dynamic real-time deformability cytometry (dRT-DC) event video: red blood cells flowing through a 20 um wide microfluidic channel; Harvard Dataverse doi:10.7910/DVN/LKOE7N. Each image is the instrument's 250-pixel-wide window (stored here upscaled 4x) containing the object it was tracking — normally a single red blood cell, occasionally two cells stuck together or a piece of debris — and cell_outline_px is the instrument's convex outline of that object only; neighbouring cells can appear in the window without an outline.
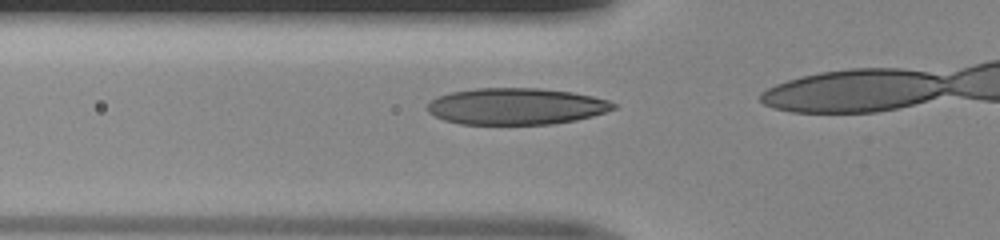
{"species": "human", "species_latin": "Homo sapiens", "temperature_condition": "room temperature", "stored_images_in_passage": 15, "camera_frame_rate_fps": 3000, "um_per_image_px": 0.085, "donor": {"sex": "male"}, "frame": {"image": 1, "passage_image": 11, "time_ms": 3.333, "image_size_px": [1000, 240], "cell_outline_px": [[616, 108], [592, 116], [576, 120], [552, 124], [460, 124], [444, 120], [428, 112], [428, 104], [436, 96], [452, 92], [476, 88], [536, 88], [572, 92], [592, 96], [608, 100], [616, 104]], "centroid_in_image_um": [43.87, 9.04], "position_along_channel_um": 81.9, "area_um2": 39.54}}
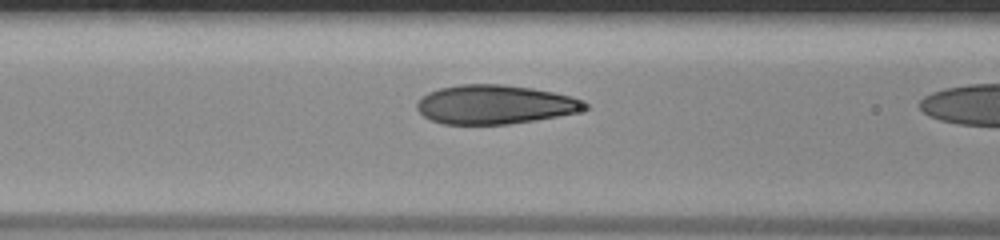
{"frame": {"image": 2, "passage_image": 14, "time_ms": 4.333, "image_size_px": [1000, 240], "cell_outline_px": [[592, 108], [576, 112], [536, 120], [508, 124], [444, 124], [432, 120], [424, 116], [416, 108], [416, 104], [428, 92], [440, 88], [460, 84], [504, 84], [532, 88], [572, 96], [588, 104]], "centroid_in_image_um": [42.08, 8.88], "position_along_channel_um": 124.5, "area_um2": 38.09}}